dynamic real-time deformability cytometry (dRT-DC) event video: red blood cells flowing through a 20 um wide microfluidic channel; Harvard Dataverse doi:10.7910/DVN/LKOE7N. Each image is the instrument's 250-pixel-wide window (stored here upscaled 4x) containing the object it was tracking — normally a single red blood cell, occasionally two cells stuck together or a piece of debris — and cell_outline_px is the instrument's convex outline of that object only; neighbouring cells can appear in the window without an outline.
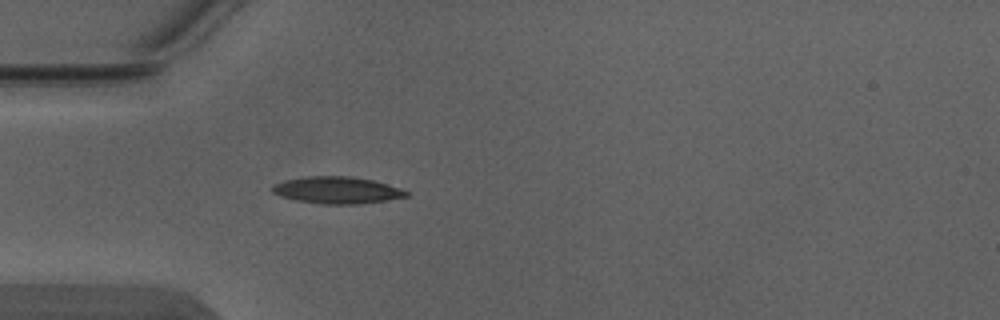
{"species": "Egyptian fruit bat (a non-hibernating species)", "species_latin": "Rousettus aegyptiacus", "temperature_condition": "warm", "stored_images_in_passage": 3, "camera_frame_rate_fps": 3000, "um_per_image_px": 0.085, "animal": {"sex": "male"}, "frame": {"image": 1, "passage_image": 3, "time_ms": 0.667, "image_size_px": [1000, 320], "cell_outline_px": [[408, 196], [388, 200], [356, 204], [320, 204], [296, 200], [280, 196], [272, 192], [272, 184], [284, 180], [308, 176], [348, 176], [372, 180], [408, 192]], "centroid_in_image_um": [28.57, 16.17], "position_along_channel_um": 56.4, "area_um2": 20.75}}